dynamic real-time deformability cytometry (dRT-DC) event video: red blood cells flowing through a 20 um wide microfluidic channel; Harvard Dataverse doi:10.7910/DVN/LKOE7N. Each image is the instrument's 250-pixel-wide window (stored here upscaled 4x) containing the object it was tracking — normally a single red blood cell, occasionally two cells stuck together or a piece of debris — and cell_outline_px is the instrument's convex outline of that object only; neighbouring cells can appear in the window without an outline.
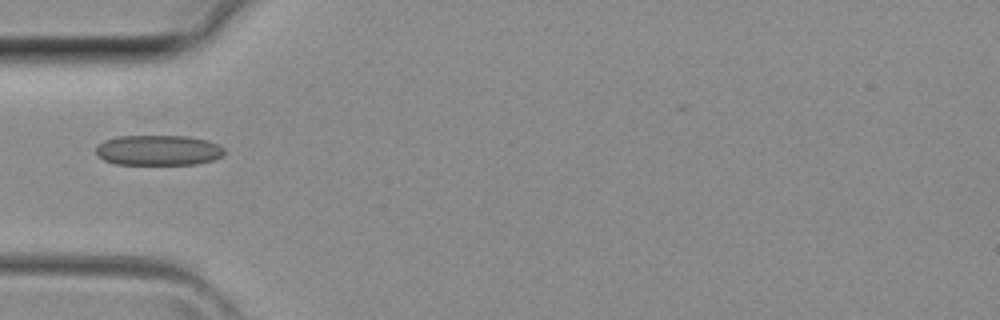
{"species": "common noctule bat (a hibernating species)", "species_latin": "Nyctalus noctula", "temperature_condition": "room temperature", "stored_images_in_passage": 34, "camera_frame_rate_fps": 3000, "um_per_image_px": 0.085, "animal": {"sex": "female", "body_mass_g": 29.2, "forearm_length_mm": 56.3}, "frame": {"image": 1, "passage_image": 9, "time_ms": 2.667, "image_size_px": [1000, 320], "cell_outline_px": [[224, 152], [220, 156], [212, 160], [196, 164], [116, 164], [104, 160], [96, 156], [96, 148], [104, 140], [116, 136], [188, 136], [208, 140], [220, 144], [224, 148]], "centroid_in_image_um": [13.45, 12.76], "position_along_channel_um": 71.5, "area_um2": 22.77}}
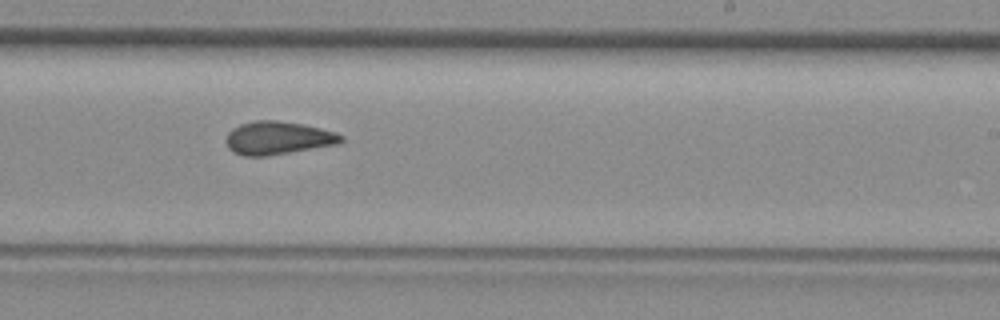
{"frame": {"image": 2, "passage_image": 20, "time_ms": 6.333, "image_size_px": [1000, 320], "cell_outline_px": [[344, 140], [340, 144], [268, 156], [244, 156], [232, 152], [228, 148], [224, 140], [228, 132], [232, 128], [240, 124], [256, 120], [276, 120], [304, 124], [336, 132], [344, 136]], "centroid_in_image_um": [23.62, 11.73], "position_along_channel_um": 265.4, "area_um2": 22.6}}
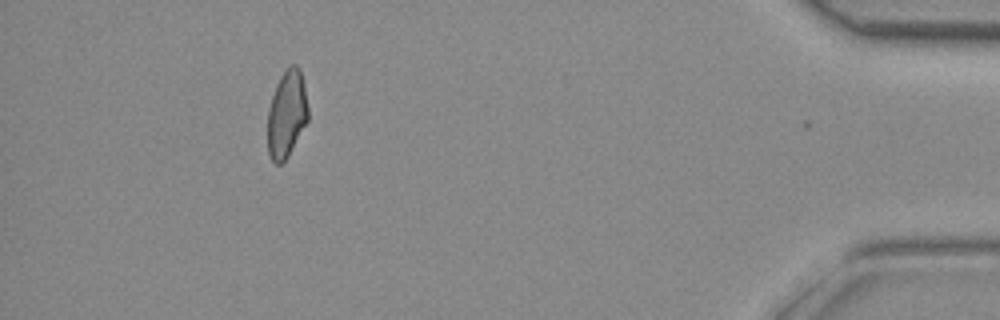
{"frame": {"image": 3, "passage_image": 32, "time_ms": 10.333, "image_size_px": [1000, 320], "cell_outline_px": [[308, 120], [288, 156], [280, 164], [276, 164], [272, 160], [268, 152], [268, 108], [276, 84], [280, 76], [288, 64], [296, 64], [300, 72], [304, 88], [308, 108]], "centroid_in_image_um": [24.36, 9.68], "position_along_channel_um": 410.8, "area_um2": 20.4}}